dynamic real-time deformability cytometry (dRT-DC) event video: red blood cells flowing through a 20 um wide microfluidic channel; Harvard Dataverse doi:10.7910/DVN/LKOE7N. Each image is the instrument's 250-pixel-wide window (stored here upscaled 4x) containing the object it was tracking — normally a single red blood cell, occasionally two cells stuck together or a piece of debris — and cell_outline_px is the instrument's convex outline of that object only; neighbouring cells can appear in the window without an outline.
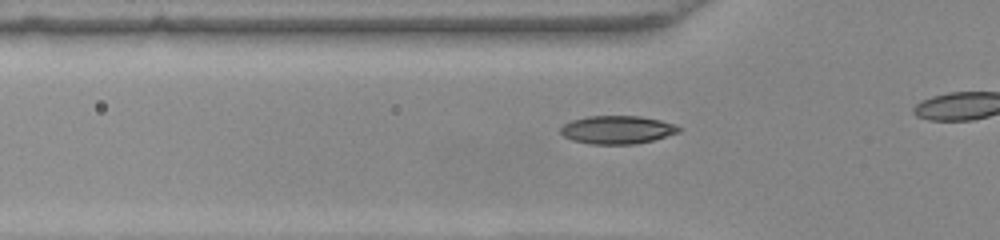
{"species": "common noctule bat (a hibernating species)", "species_latin": "Nyctalus noctula", "temperature_condition": "warm", "stored_images_in_passage": 19, "camera_frame_rate_fps": 3000, "um_per_image_px": 0.085, "animal": {"sex": "female", "body_mass_g": 22.0, "forearm_length_mm": 56.7}, "frame": {"image": 1, "passage_image": 14, "time_ms": 4.333, "image_size_px": [1000, 240], "cell_outline_px": [[680, 132], [652, 140], [636, 144], [592, 144], [572, 140], [564, 136], [560, 132], [560, 128], [564, 124], [572, 120], [588, 116], [640, 116], [660, 120], [672, 124], [680, 128]], "centroid_in_image_um": [52.44, 11.03], "position_along_channel_um": 73.4, "area_um2": 19.25}}